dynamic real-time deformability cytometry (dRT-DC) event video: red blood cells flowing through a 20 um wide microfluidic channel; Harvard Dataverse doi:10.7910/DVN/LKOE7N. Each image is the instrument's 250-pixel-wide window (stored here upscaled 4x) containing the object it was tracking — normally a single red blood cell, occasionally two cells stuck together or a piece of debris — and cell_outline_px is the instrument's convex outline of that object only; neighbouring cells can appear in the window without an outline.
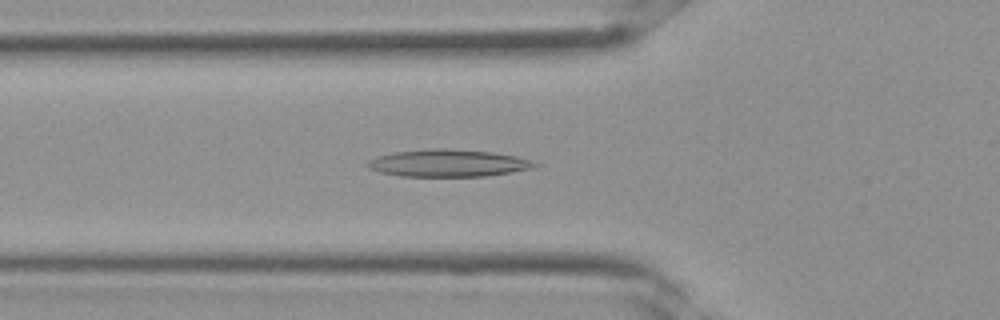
{"species": "Egyptian fruit bat (a non-hibernating species)", "species_latin": "Rousettus aegyptiacus", "temperature_condition": "room temperature", "stored_images_in_passage": 33, "camera_frame_rate_fps": 3000, "um_per_image_px": 0.085, "frame": {"image": 1, "passage_image": 11, "time_ms": 3.333, "image_size_px": [1000, 320], "cell_outline_px": [[540, 164], [532, 168], [484, 176], [400, 176], [380, 172], [368, 168], [364, 164], [368, 160], [376, 156], [396, 152], [436, 148], [440, 148], [492, 152], [516, 156], [532, 160]], "centroid_in_image_um": [38.05, 13.86], "position_along_channel_um": 87.7, "area_um2": 26.36}}
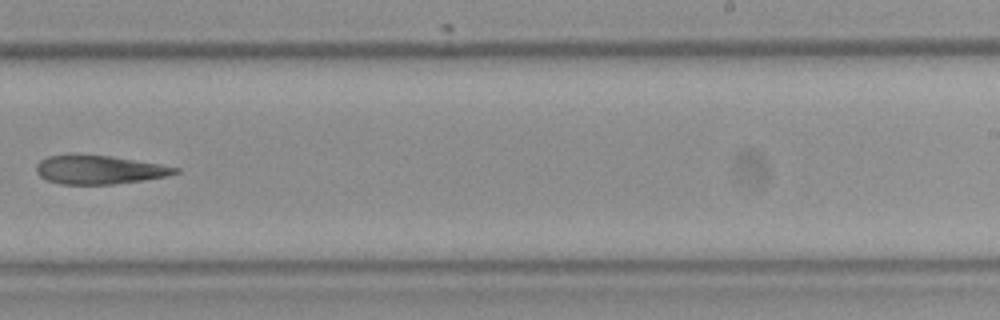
{"frame": {"image": 2, "passage_image": 21, "time_ms": 6.667, "image_size_px": [1000, 320], "cell_outline_px": [[180, 172], [168, 176], [112, 184], [60, 184], [48, 180], [40, 176], [36, 172], [36, 164], [40, 160], [48, 156], [112, 156], [160, 164], [180, 168]], "centroid_in_image_um": [8.46, 14.44], "position_along_channel_um": 280.5, "area_um2": 22.72}}
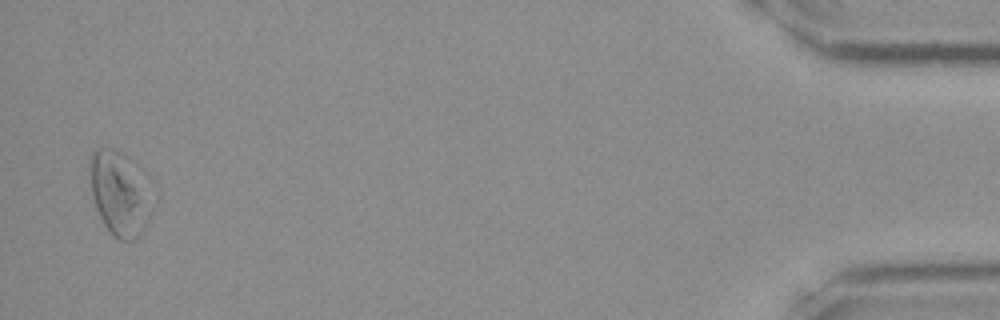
{"frame": {"image": 3, "passage_image": 33, "time_ms": 10.667, "image_size_px": [1000, 320], "cell_outline_px": [[160, 196], [140, 236], [136, 240], [120, 240], [112, 236], [104, 224], [96, 208], [92, 196], [88, 160], [92, 152], [96, 148], [116, 148], [128, 156], [148, 176], [160, 192]], "centroid_in_image_um": [10.31, 16.4], "position_along_channel_um": 424.9, "area_um2": 33.0}}